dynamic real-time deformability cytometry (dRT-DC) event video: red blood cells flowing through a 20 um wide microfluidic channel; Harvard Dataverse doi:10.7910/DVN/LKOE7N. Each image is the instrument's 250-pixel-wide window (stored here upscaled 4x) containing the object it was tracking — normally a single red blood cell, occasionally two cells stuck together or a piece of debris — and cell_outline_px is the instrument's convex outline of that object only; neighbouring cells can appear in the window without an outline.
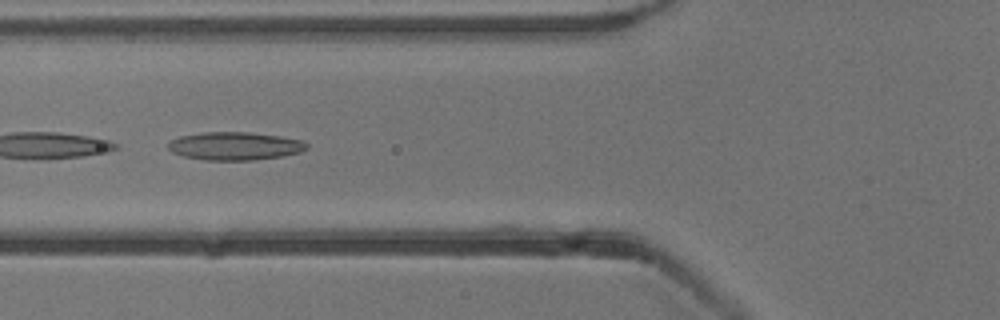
{"species": "common noctule bat (a hibernating species)", "species_latin": "Nyctalus noctula", "temperature_condition": "cold", "stored_images_in_passage": 35, "camera_frame_rate_fps": 3000, "um_per_image_px": 0.085, "animal": {"sex": "male", "body_mass_g": 13.3}, "frame": {"image": 1, "passage_image": 13, "time_ms": 4.0, "image_size_px": [1000, 320], "cell_outline_px": [[308, 148], [300, 152], [284, 156], [252, 160], [204, 160], [184, 156], [172, 152], [168, 148], [168, 144], [172, 140], [180, 136], [204, 132], [248, 132], [280, 136], [304, 140], [308, 144]], "centroid_in_image_um": [20.0, 12.41], "position_along_channel_um": 105.8, "area_um2": 22.72}}
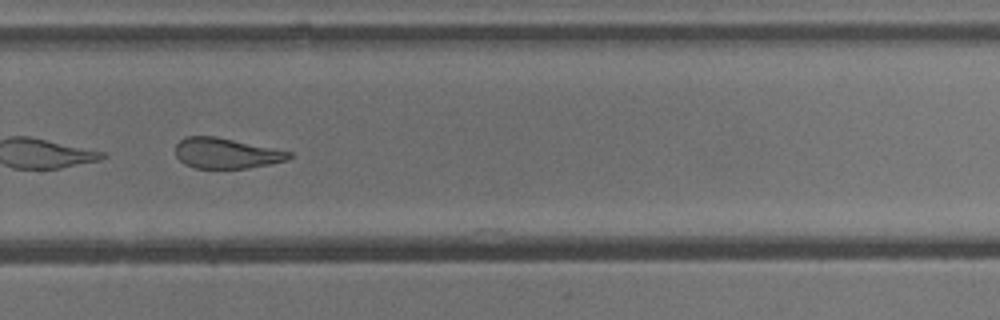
{"frame": {"image": 2, "passage_image": 29, "time_ms": 9.333, "image_size_px": [1000, 320], "cell_outline_px": [[292, 156], [288, 160], [248, 168], [196, 168], [184, 164], [176, 156], [176, 144], [180, 140], [188, 136], [216, 136], [292, 152]], "centroid_in_image_um": [19.22, 13.02], "position_along_channel_um": 310.6, "area_um2": 20.06}, "authors_computed_cell_mechanics": {"area_um2": 21.6172, "velocity_mm_per_s": 3.8374, "shape_relaxation_time_tau1_ms": null, "shape_relaxation_time_tau2_ms": 4.3328, "deformation_change_tau1": null, "deformation_change_tau2": 0.1266}}